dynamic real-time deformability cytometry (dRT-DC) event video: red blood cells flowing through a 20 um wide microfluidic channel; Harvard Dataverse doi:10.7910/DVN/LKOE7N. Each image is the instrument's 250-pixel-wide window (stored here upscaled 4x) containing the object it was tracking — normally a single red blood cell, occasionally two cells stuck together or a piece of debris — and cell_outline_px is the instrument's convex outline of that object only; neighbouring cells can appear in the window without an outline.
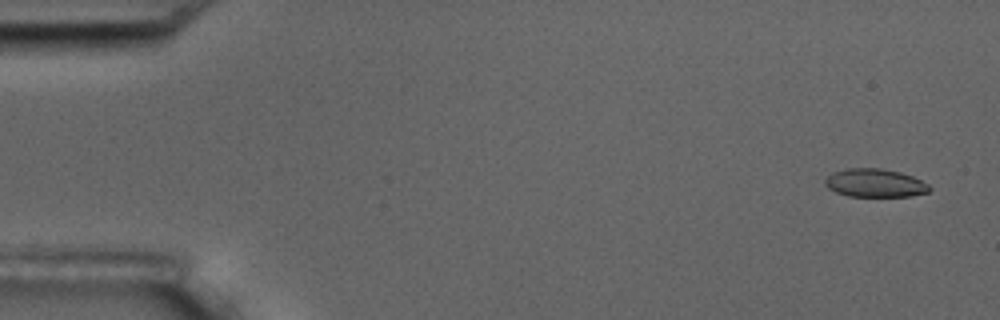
{"species": "common noctule bat (a hibernating species)", "species_latin": "Nyctalus noctula", "temperature_condition": "room temperature", "stored_images_in_passage": 5, "camera_frame_rate_fps": 3000, "um_per_image_px": 0.085, "animal": {"sex": "male", "body_mass_g": 17.5, "forearm_length_mm": 52.3}, "frame": {"image": 1, "passage_image": 1, "time_ms": 0.0, "image_size_px": [1000, 320], "cell_outline_px": [[932, 188], [928, 192], [912, 196], [848, 196], [836, 192], [828, 188], [824, 184], [824, 180], [832, 172], [848, 168], [880, 168], [900, 172], [912, 176], [928, 184]], "centroid_in_image_um": [74.36, 15.55], "position_along_channel_um": 10.6, "area_um2": 17.22}}
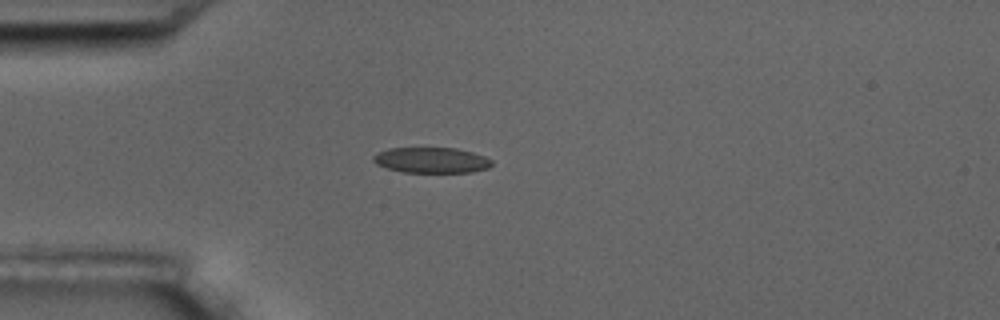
{"frame": {"image": 2, "passage_image": 5, "time_ms": 4.333, "image_size_px": [1000, 320], "cell_outline_px": [[492, 164], [488, 168], [472, 172], [404, 172], [388, 168], [376, 164], [372, 160], [372, 156], [376, 152], [388, 148], [456, 148], [472, 152], [484, 156], [492, 160]], "centroid_in_image_um": [36.65, 13.61], "position_along_channel_um": 48.4, "area_um2": 17.69}}